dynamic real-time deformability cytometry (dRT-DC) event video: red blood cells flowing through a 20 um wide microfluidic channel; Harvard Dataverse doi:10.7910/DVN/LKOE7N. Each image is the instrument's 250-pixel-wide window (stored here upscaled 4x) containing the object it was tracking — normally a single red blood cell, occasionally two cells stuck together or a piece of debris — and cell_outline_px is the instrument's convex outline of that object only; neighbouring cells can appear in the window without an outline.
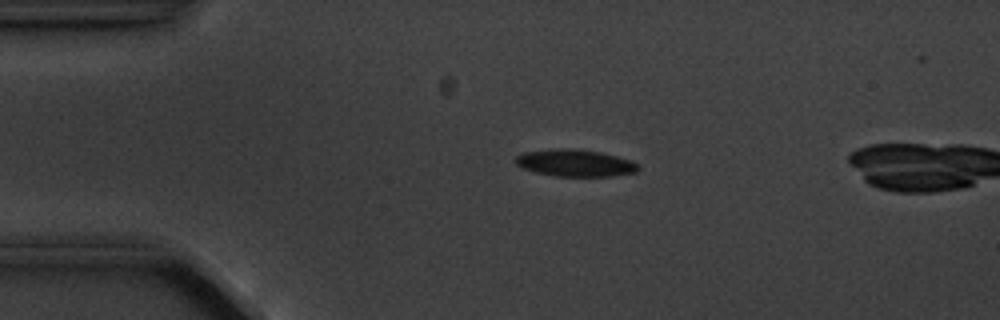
{"species": "common noctule bat (a hibernating species)", "species_latin": "Nyctalus noctula", "temperature_condition": "cold", "stored_images_in_passage": 3, "camera_frame_rate_fps": 3000, "um_per_image_px": 0.085, "animal": {"sex": "male", "body_mass_g": 20.1, "forearm_length_mm": 53.5}, "frame": {"image": 1, "passage_image": 2, "time_ms": 1.333, "image_size_px": [1000, 320], "cell_outline_px": [[640, 168], [636, 172], [612, 176], [556, 176], [536, 172], [524, 168], [516, 164], [512, 160], [516, 156], [524, 152], [552, 148], [580, 148], [600, 152], [632, 160], [640, 164]], "centroid_in_image_um": [48.89, 13.84], "position_along_channel_um": 36.1, "area_um2": 19.59}}